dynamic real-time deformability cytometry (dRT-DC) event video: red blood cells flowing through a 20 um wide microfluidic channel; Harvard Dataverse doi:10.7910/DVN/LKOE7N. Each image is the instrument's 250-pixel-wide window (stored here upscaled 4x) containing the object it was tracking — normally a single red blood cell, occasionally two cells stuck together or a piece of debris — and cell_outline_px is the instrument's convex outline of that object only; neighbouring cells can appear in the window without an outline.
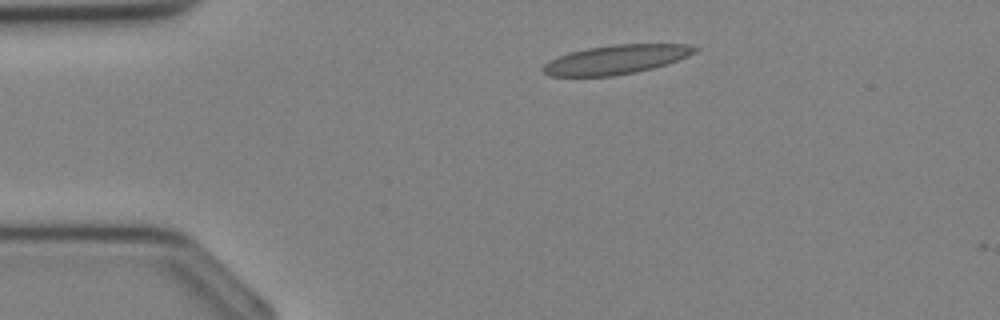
{"species": "Egyptian fruit bat (a non-hibernating species)", "species_latin": "Rousettus aegyptiacus", "temperature_condition": "cold", "stored_images_in_passage": 29, "camera_frame_rate_fps": 3000, "um_per_image_px": 0.085, "animal": {"sex": "female"}, "frame": {"image": 1, "passage_image": 1, "time_ms": 0.0, "image_size_px": [1000, 320], "cell_outline_px": [[700, 48], [696, 52], [688, 56], [668, 64], [636, 72], [612, 76], [552, 76], [544, 72], [544, 64], [568, 52], [588, 48], [612, 44], [688, 44]], "centroid_in_image_um": [52.43, 5.05], "position_along_channel_um": 32.6, "area_um2": 25.61}}
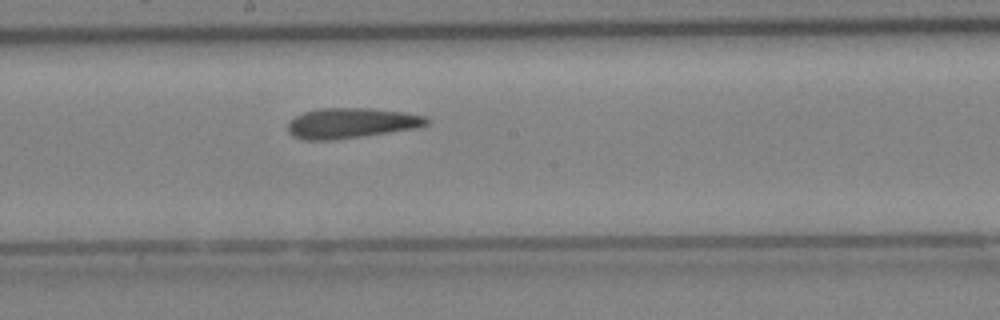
{"frame": {"image": 2, "passage_image": 13, "time_ms": 4.0, "image_size_px": [1000, 320], "cell_outline_px": [[432, 120], [428, 124], [416, 128], [332, 140], [304, 140], [292, 136], [288, 132], [288, 124], [296, 116], [304, 112], [316, 108], [368, 108], [404, 112], [424, 116]], "centroid_in_image_um": [29.84, 10.46], "position_along_channel_um": 218.4, "area_um2": 24.39}}
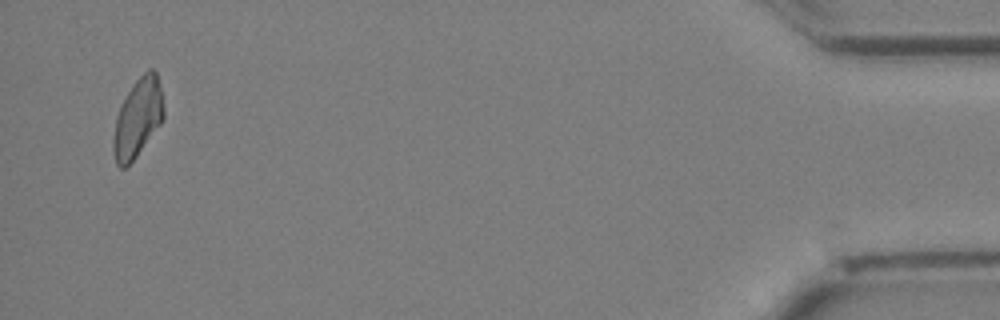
{"frame": {"image": 3, "passage_image": 28, "time_ms": 9.0, "image_size_px": [1000, 320], "cell_outline_px": [[164, 120], [136, 156], [124, 168], [120, 168], [116, 164], [112, 148], [112, 140], [116, 116], [132, 84], [148, 68], [152, 68], [156, 72], [160, 88], [164, 108]], "centroid_in_image_um": [11.7, 10.03], "position_along_channel_um": 423.5, "area_um2": 22.95}}